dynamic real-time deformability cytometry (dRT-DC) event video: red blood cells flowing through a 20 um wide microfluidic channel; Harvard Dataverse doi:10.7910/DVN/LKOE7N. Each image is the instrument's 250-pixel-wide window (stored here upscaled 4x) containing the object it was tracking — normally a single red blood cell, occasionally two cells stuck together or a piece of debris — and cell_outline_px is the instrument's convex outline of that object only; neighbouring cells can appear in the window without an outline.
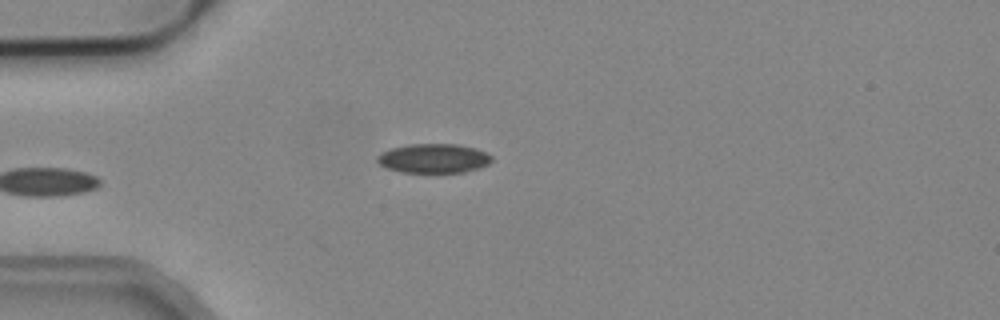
{"species": "common noctule bat (a hibernating species)", "species_latin": "Nyctalus noctula", "temperature_condition": "cold", "stored_images_in_passage": 4, "camera_frame_rate_fps": 3000, "um_per_image_px": 0.085, "animal": {"sex": "male", "body_mass_g": 19.2, "forearm_length_mm": 51.8}, "frame": {"image": 1, "passage_image": 2, "time_ms": 0.333, "image_size_px": [1000, 320], "cell_outline_px": [[492, 160], [488, 164], [480, 168], [464, 172], [400, 172], [384, 168], [376, 160], [376, 156], [392, 148], [412, 144], [456, 144], [476, 148], [492, 156]], "centroid_in_image_um": [36.86, 13.47], "position_along_channel_um": 48.1, "area_um2": 19.48}}